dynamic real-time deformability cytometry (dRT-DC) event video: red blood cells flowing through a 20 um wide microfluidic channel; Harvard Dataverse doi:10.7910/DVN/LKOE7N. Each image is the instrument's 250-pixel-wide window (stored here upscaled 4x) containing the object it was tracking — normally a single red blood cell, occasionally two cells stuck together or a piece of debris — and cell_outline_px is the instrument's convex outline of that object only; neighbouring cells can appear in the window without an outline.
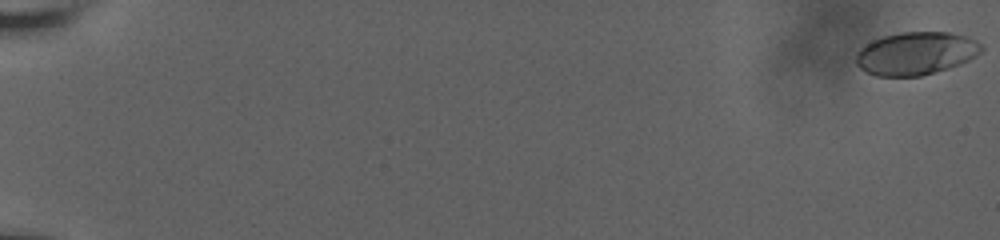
{"species": "human", "species_latin": "Homo sapiens", "temperature_condition": "room temperature", "stored_images_in_passage": 61, "camera_frame_rate_fps": 3000, "um_per_image_px": 0.085, "donor": {"sex": "male"}, "frame": {"image": 1, "passage_image": 1, "time_ms": 0.0, "image_size_px": [1000, 240], "cell_outline_px": [[984, 48], [976, 56], [960, 64], [936, 72], [920, 76], [876, 76], [864, 72], [856, 64], [856, 52], [864, 44], [872, 40], [884, 36], [900, 32], [948, 32], [968, 36], [984, 44]], "centroid_in_image_um": [77.85, 4.53], "position_along_channel_um": 7.1, "area_um2": 31.73}}
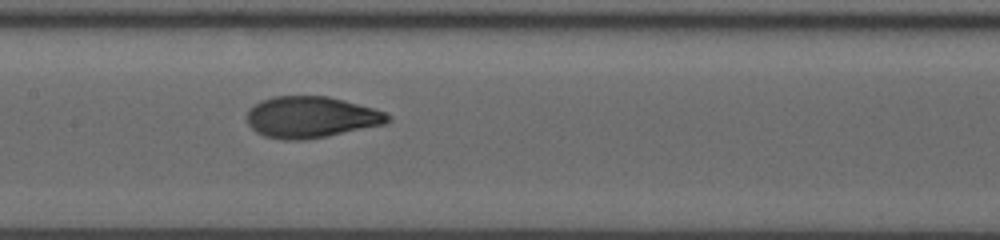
{"frame": {"image": 2, "passage_image": 34, "time_ms": 11.0, "image_size_px": [1000, 240], "cell_outline_px": [[392, 120], [388, 124], [328, 136], [304, 140], [284, 140], [264, 136], [256, 132], [248, 124], [248, 108], [252, 104], [260, 100], [272, 96], [328, 96], [344, 100], [372, 108], [384, 112], [392, 116]], "centroid_in_image_um": [26.45, 9.96], "position_along_channel_um": 181.0, "area_um2": 34.33}}
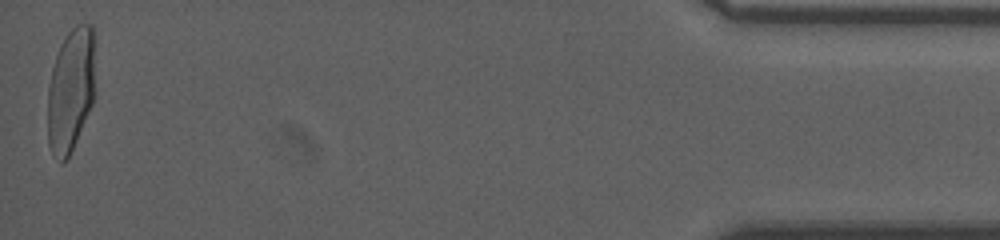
{"frame": {"image": 3, "passage_image": 61, "time_ms": 20.0, "image_size_px": [1000, 240], "cell_outline_px": [[92, 104], [68, 160], [60, 164], [52, 156], [48, 144], [48, 88], [52, 68], [60, 44], [68, 32], [76, 24], [92, 24]], "centroid_in_image_um": [5.95, 7.75], "position_along_channel_um": 429.2, "area_um2": 33.76}, "authors_computed_cell_mechanics": {"area_um2": 33.1772, "velocity_mm_per_s": 3.6631, "shape_relaxation_time_tau1_ms": 5.3182, "shape_relaxation_time_tau2_ms": null, "deformation_change_tau1": 0.2166, "deformation_change_tau2": null}}